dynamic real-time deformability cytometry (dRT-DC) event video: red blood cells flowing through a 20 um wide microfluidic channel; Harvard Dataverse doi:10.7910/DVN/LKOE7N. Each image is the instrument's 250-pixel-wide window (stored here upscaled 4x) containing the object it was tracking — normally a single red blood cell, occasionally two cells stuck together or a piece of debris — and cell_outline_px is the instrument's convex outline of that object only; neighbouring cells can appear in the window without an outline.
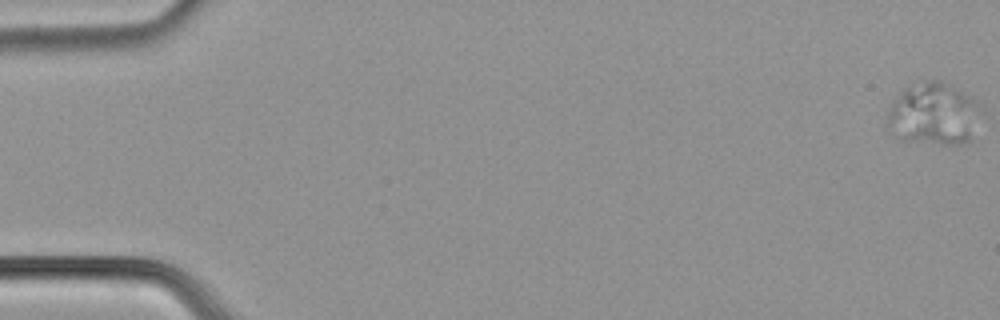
{"species": "common noctule bat (a hibernating species)", "species_latin": "Nyctalus noctula", "temperature_condition": "cold", "stored_images_in_passage": 56, "camera_frame_rate_fps": 3000, "um_per_image_px": 0.085, "animal": {"sex": "male", "body_mass_g": 21.5, "forearm_length_mm": 52.0}, "frame": {"image": 1, "passage_image": 1, "time_ms": 0.0, "image_size_px": [1000, 320], "cell_outline_px": [[972, 140], [964, 144], [940, 144], [900, 140], [888, 132], [884, 124], [888, 112], [896, 96], [904, 88], [928, 80], [944, 80], [972, 96]], "centroid_in_image_um": [79.18, 9.7], "position_along_channel_um": 5.8, "area_um2": 33.35}}
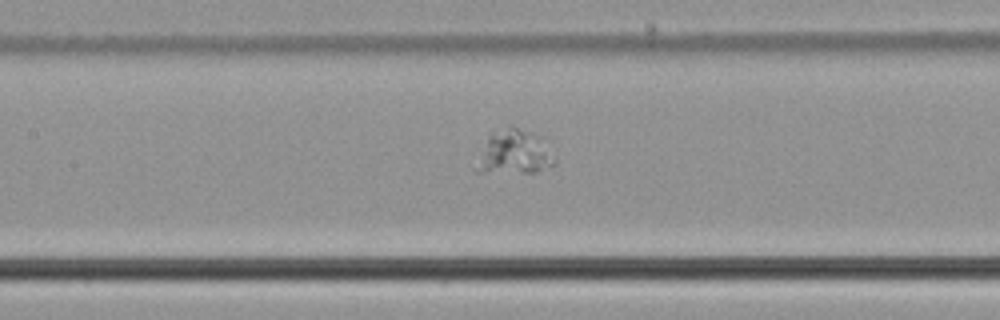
{"frame": {"image": 2, "passage_image": 27, "time_ms": 8.667, "image_size_px": [1000, 320], "cell_outline_px": [[556, 164], [536, 172], [476, 172], [472, 168], [488, 132], [492, 128], [508, 124], [512, 124], [536, 136], [556, 156]], "centroid_in_image_um": [43.59, 12.91], "position_along_channel_um": 163.8, "area_um2": 20.87}}
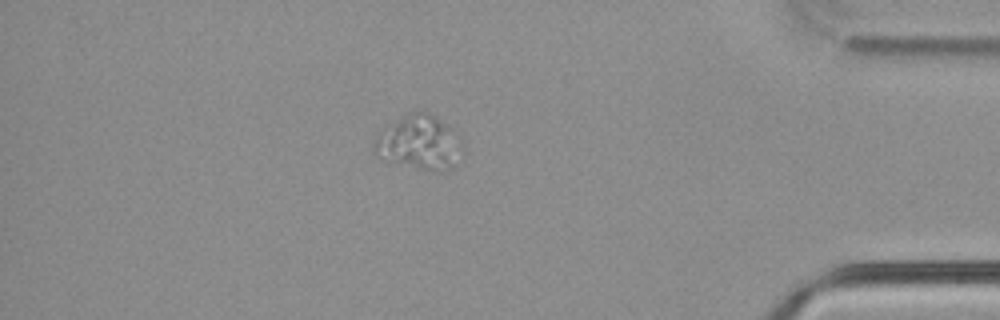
{"frame": {"image": 3, "passage_image": 49, "time_ms": 16.0, "image_size_px": [1000, 320], "cell_outline_px": [[460, 144], [452, 168], [448, 172], [428, 172], [384, 160], [376, 156], [372, 152], [372, 144], [380, 132], [388, 124], [412, 108], [416, 108], [428, 112], [448, 124], [460, 132]], "centroid_in_image_um": [35.59, 12.09], "position_along_channel_um": 399.6, "area_um2": 28.84}}